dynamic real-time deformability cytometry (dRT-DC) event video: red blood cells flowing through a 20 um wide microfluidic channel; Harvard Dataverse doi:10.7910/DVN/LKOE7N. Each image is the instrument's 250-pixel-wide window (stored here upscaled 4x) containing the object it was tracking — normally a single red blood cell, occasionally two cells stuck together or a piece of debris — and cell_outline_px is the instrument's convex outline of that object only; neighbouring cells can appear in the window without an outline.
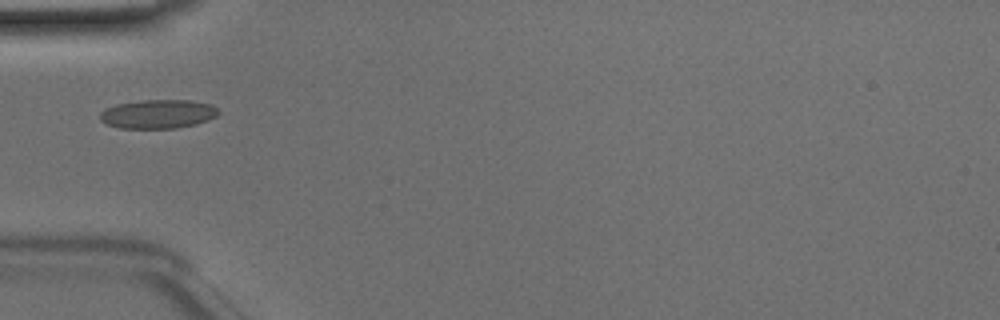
{"species": "Egyptian fruit bat (a non-hibernating species)", "species_latin": "Rousettus aegyptiacus", "temperature_condition": "room temperature", "stored_images_in_passage": 29, "camera_frame_rate_fps": 3000, "um_per_image_px": 0.085, "animal": {"sex": "male"}, "frame": {"image": 1, "passage_image": 1, "time_ms": 0.0, "image_size_px": [1000, 320], "cell_outline_px": [[220, 112], [216, 116], [208, 120], [196, 124], [176, 128], [120, 128], [108, 124], [100, 120], [100, 112], [104, 108], [116, 104], [140, 100], [188, 100], [212, 104]], "centroid_in_image_um": [13.42, 9.68], "position_along_channel_um": 71.6, "area_um2": 20.0}}
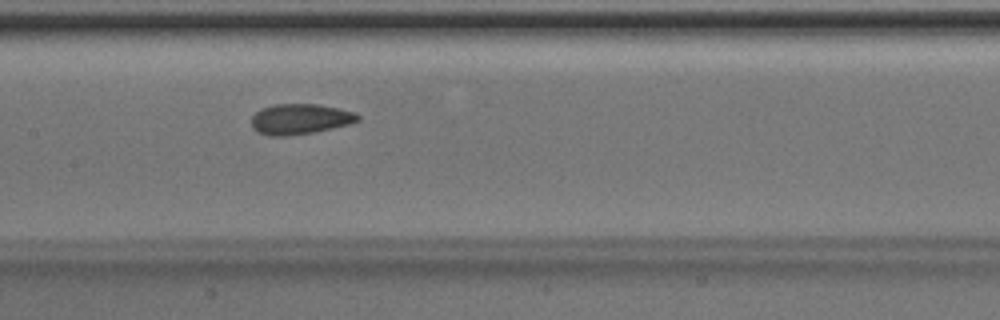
{"frame": {"image": 2, "passage_image": 9, "time_ms": 2.667, "image_size_px": [1000, 320], "cell_outline_px": [[360, 120], [348, 124], [312, 132], [288, 136], [268, 136], [256, 132], [252, 128], [252, 116], [260, 108], [276, 104], [316, 104], [356, 112], [360, 116]], "centroid_in_image_um": [25.46, 10.12], "position_along_channel_um": 181.9, "area_um2": 18.84}}
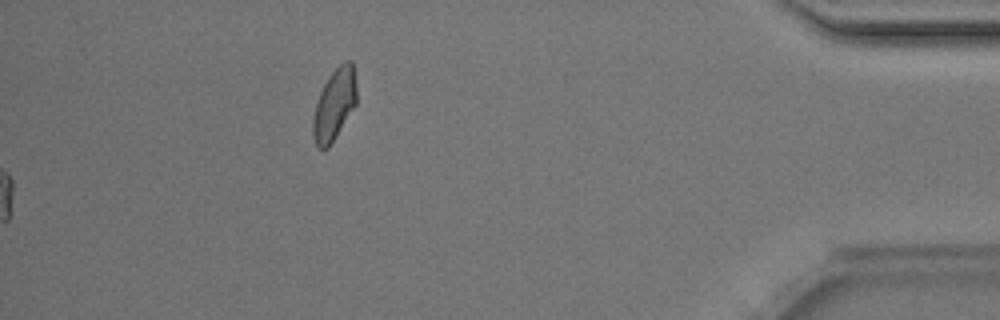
{"frame": {"image": 3, "passage_image": 29, "time_ms": 9.333, "image_size_px": [1000, 320], "cell_outline_px": [[356, 104], [328, 148], [320, 148], [316, 144], [312, 132], [312, 120], [316, 104], [320, 92], [328, 76], [340, 64], [348, 60], [352, 60], [356, 84]], "centroid_in_image_um": [28.42, 8.86], "position_along_channel_um": 406.8, "area_um2": 17.86}, "authors_computed_cell_mechanics": {"area_um2": 18.3226, "velocity_mm_per_s": 4.115, "shape_relaxation_time_tau1_ms": 3.5415, "shape_relaxation_time_tau2_ms": 1.9041, "deformation_change_tau1": 0.0915, "deformation_change_tau2": 0.0621}}